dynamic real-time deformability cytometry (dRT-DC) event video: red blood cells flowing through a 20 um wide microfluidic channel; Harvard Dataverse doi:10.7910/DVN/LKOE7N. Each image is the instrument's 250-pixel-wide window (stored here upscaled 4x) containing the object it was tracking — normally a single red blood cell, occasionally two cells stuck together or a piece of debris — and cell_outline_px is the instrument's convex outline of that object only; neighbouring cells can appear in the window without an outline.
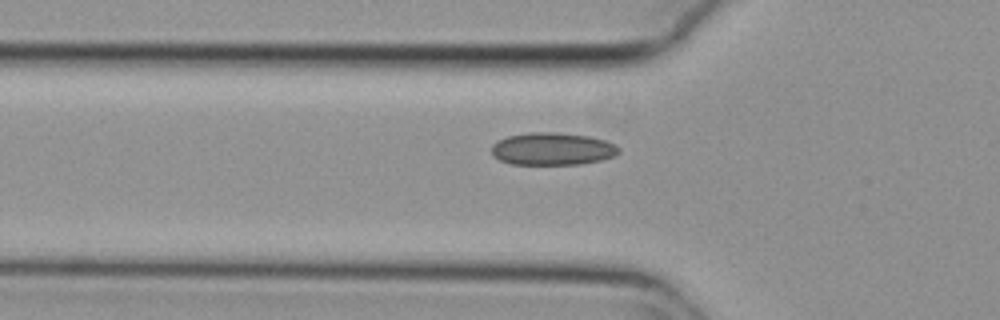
{"species": "common noctule bat (a hibernating species)", "species_latin": "Nyctalus noctula", "temperature_condition": "cold", "stored_images_in_passage": 36, "camera_frame_rate_fps": 3000, "um_per_image_px": 0.085, "animal": {"sex": "female", "body_mass_g": 29.2, "forearm_length_mm": 56.3}, "frame": {"image": 1, "passage_image": 3, "time_ms": 0.667, "image_size_px": [1000, 320], "cell_outline_px": [[620, 152], [612, 156], [600, 160], [580, 164], [512, 164], [500, 160], [492, 156], [492, 144], [508, 136], [528, 132], [556, 132], [588, 136], [604, 140], [616, 144], [620, 148]], "centroid_in_image_um": [46.95, 12.65], "position_along_channel_um": 78.8, "area_um2": 24.04}}
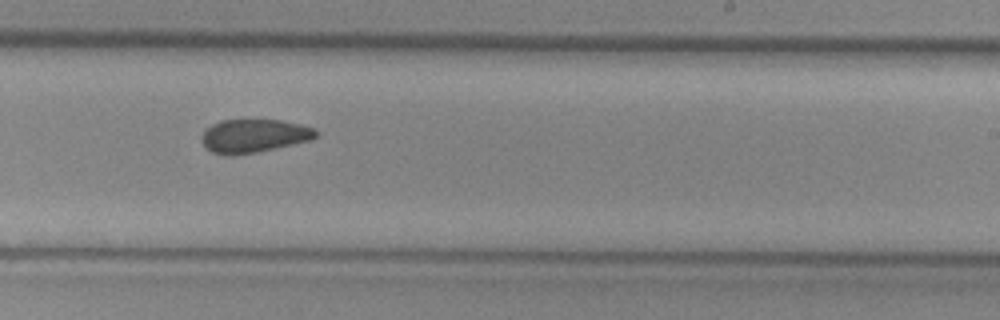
{"frame": {"image": 2, "passage_image": 18, "time_ms": 5.667, "image_size_px": [1000, 320], "cell_outline_px": [[320, 132], [312, 140], [276, 148], [256, 152], [232, 156], [212, 152], [204, 148], [200, 140], [204, 132], [212, 124], [220, 120], [280, 120], [300, 124], [312, 128]], "centroid_in_image_um": [21.57, 11.56], "position_along_channel_um": 267.4, "area_um2": 22.31}}
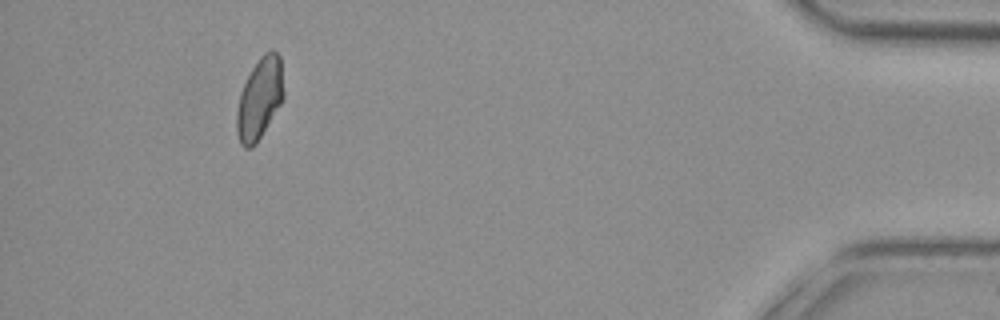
{"frame": {"image": 3, "passage_image": 35, "time_ms": 11.333, "image_size_px": [1000, 320], "cell_outline_px": [[284, 96], [280, 104], [256, 144], [252, 148], [244, 148], [240, 144], [236, 132], [236, 112], [240, 92], [252, 68], [260, 56], [264, 52], [272, 48], [280, 56], [284, 92]], "centroid_in_image_um": [22.05, 8.38], "position_along_channel_um": 413.1, "area_um2": 22.31}}